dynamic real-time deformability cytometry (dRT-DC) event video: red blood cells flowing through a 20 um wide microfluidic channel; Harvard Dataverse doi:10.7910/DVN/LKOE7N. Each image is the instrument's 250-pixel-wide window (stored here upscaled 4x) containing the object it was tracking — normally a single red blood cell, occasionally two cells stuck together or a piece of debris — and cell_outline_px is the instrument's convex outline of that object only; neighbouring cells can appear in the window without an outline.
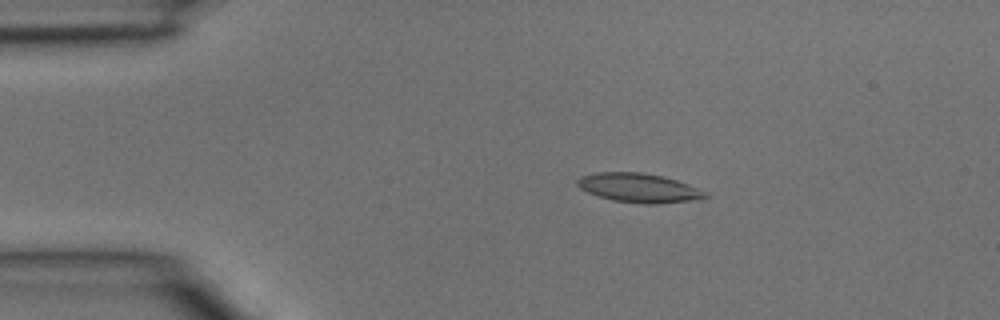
{"species": "common noctule bat (a hibernating species)", "species_latin": "Nyctalus noctula", "temperature_condition": "room temperature", "stored_images_in_passage": 3, "camera_frame_rate_fps": 3000, "um_per_image_px": 0.085, "animal": {"sex": "male", "body_mass_g": 15.6}, "frame": {"image": 1, "passage_image": 2, "time_ms": 0.333, "image_size_px": [1000, 320], "cell_outline_px": [[708, 196], [688, 200], [656, 204], [644, 204], [612, 200], [588, 192], [580, 188], [576, 184], [576, 180], [580, 176], [596, 172], [640, 172], [664, 176], [688, 184], [708, 192]], "centroid_in_image_um": [54.26, 15.95], "position_along_channel_um": 30.7, "area_um2": 21.56}}